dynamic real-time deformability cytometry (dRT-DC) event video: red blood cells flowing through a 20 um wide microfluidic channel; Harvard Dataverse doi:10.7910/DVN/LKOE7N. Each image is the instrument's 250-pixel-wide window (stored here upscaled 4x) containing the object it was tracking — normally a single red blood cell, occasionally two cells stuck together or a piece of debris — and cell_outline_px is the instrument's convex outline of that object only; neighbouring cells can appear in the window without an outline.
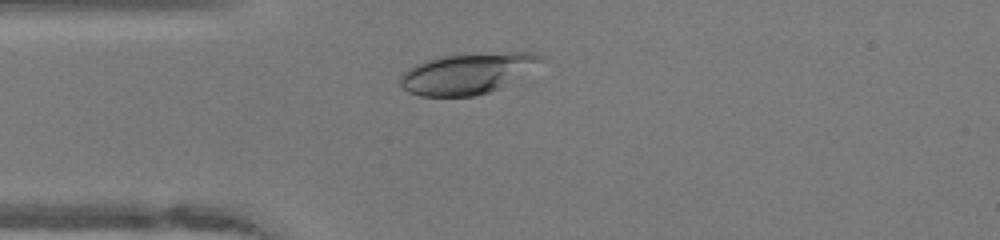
{"species": "human", "species_latin": "Homo sapiens", "temperature_condition": "warm", "stored_images_in_passage": 37, "camera_frame_rate_fps": 3000, "um_per_image_px": 0.085, "donor": {"sex": "female"}, "frame": {"image": 1, "passage_image": 8, "time_ms": 2.333, "image_size_px": [1000, 240], "cell_outline_px": [[544, 60], [500, 88], [476, 96], [420, 96], [408, 92], [400, 84], [400, 76], [404, 72], [416, 64], [436, 56], [508, 52], [532, 52], [544, 56]], "centroid_in_image_um": [39.69, 6.24], "position_along_channel_um": 45.3, "area_um2": 33.06}}
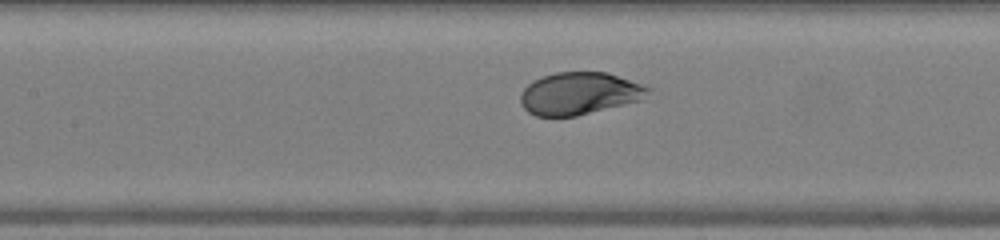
{"frame": {"image": 2, "passage_image": 17, "time_ms": 5.333, "image_size_px": [1000, 240], "cell_outline_px": [[652, 88], [644, 100], [576, 116], [536, 116], [528, 112], [520, 104], [520, 92], [532, 80], [556, 72], [608, 72], [644, 84]], "centroid_in_image_um": [49.28, 7.94], "position_along_channel_um": 158.1, "area_um2": 31.91}}
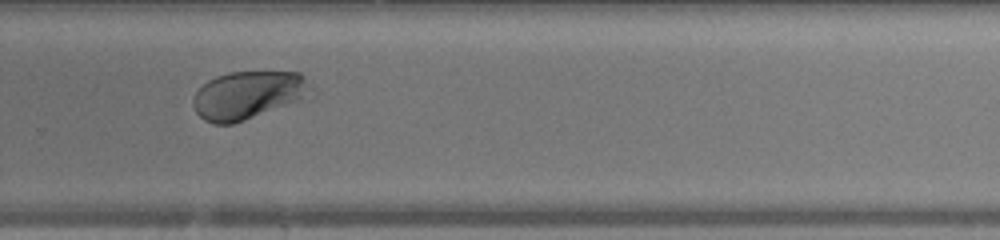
{"frame": {"image": 3, "passage_image": 28, "time_ms": 9.0, "image_size_px": [1000, 240], "cell_outline_px": [[312, 88], [296, 100], [244, 120], [232, 124], [212, 124], [204, 120], [196, 112], [192, 104], [192, 100], [196, 92], [208, 80], [216, 76], [228, 72], [300, 72], [304, 76]], "centroid_in_image_um": [20.98, 8.07], "position_along_channel_um": 308.8, "area_um2": 32.08}, "authors_computed_cell_mechanics": {"area_um2": 33.0616, "velocity_mm_per_s": 4.1304, "shape_relaxation_time_tau1_ms": 2.0871, "shape_relaxation_time_tau2_ms": 3.1305, "deformation_change_tau1": 0.1467, "deformation_change_tau2": null}}